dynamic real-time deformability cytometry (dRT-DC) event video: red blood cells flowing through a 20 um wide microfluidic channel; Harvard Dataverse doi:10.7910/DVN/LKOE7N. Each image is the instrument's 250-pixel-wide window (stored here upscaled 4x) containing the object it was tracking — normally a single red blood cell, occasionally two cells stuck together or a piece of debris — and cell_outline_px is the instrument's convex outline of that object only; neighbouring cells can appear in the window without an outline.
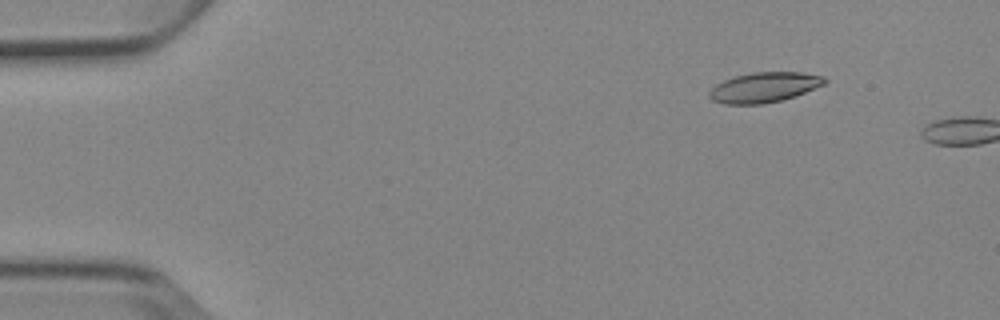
{"species": "Egyptian fruit bat (a non-hibernating species)", "species_latin": "Rousettus aegyptiacus", "temperature_condition": "cold", "stored_images_in_passage": 3, "camera_frame_rate_fps": 3000, "um_per_image_px": 0.085, "animal": {"sex": "female"}, "frame": {"image": 1, "passage_image": 2, "time_ms": 1.333, "image_size_px": [1000, 320], "cell_outline_px": [[828, 80], [824, 84], [796, 96], [784, 100], [764, 104], [724, 104], [712, 100], [708, 96], [708, 92], [716, 84], [724, 80], [736, 76], [752, 72], [804, 72], [824, 76]], "centroid_in_image_um": [64.97, 7.43], "position_along_channel_um": 20.0, "area_um2": 20.4}}